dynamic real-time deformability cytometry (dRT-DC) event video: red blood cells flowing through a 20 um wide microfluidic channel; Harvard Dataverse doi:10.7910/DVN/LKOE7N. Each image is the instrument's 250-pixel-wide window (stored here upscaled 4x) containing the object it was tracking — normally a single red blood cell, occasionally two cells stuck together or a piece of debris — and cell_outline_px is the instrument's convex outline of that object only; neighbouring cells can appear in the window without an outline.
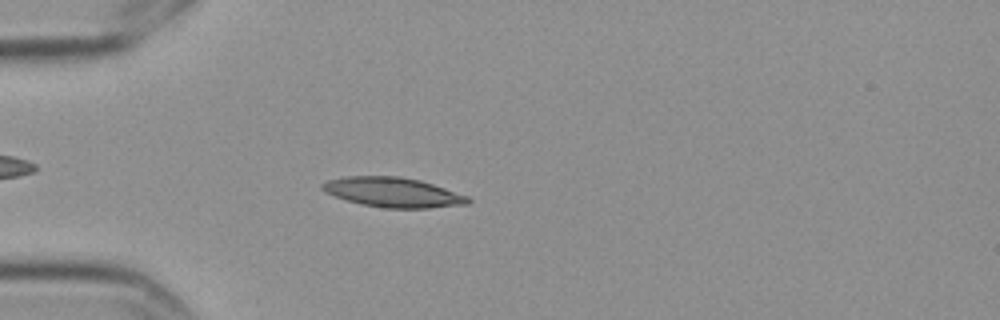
{"species": "Egyptian fruit bat (a non-hibernating species)", "species_latin": "Rousettus aegyptiacus", "temperature_condition": "cold", "stored_images_in_passage": 5, "camera_frame_rate_fps": 3000, "um_per_image_px": 0.085, "frame": {"image": 1, "passage_image": 4, "time_ms": 1.0, "image_size_px": [1000, 320], "cell_outline_px": [[472, 200], [468, 204], [428, 208], [384, 208], [360, 204], [324, 192], [320, 188], [320, 184], [328, 180], [344, 176], [400, 176], [420, 180], [468, 196]], "centroid_in_image_um": [33.38, 16.34], "position_along_channel_um": 51.6, "area_um2": 25.26}}